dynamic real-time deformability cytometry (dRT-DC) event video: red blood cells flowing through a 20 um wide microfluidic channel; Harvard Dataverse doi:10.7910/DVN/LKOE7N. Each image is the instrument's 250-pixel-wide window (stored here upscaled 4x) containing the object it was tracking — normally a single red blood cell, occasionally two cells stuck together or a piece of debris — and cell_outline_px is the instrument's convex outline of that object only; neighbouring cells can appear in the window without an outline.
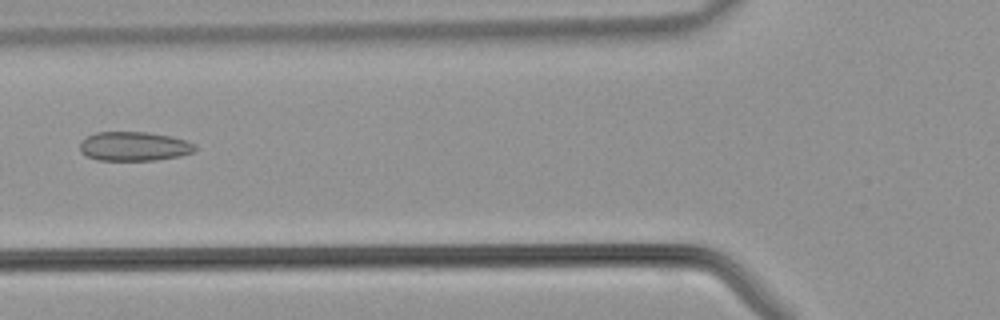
{"species": "common noctule bat (a hibernating species)", "species_latin": "Nyctalus noctula", "temperature_condition": "warm", "stored_images_in_passage": 43, "camera_frame_rate_fps": 3000, "um_per_image_px": 0.085, "animal": {"sex": "male", "body_mass_g": 21.5, "forearm_length_mm": 52.0}, "frame": {"image": 1, "passage_image": 16, "time_ms": 5.0, "image_size_px": [1000, 320], "cell_outline_px": [[196, 148], [192, 152], [180, 156], [156, 160], [96, 160], [80, 152], [80, 140], [96, 132], [148, 132], [172, 136], [188, 140], [196, 144]], "centroid_in_image_um": [11.41, 12.43], "position_along_channel_um": 114.4, "area_um2": 19.77}}
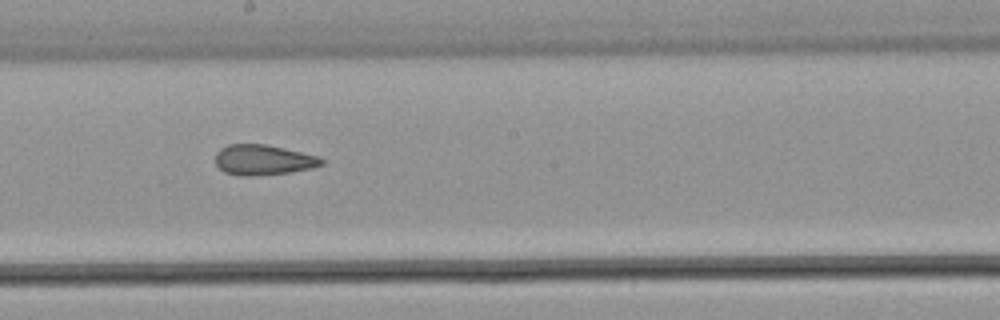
{"frame": {"image": 2, "passage_image": 23, "time_ms": 7.333, "image_size_px": [1000, 320], "cell_outline_px": [[324, 164], [312, 168], [288, 172], [252, 176], [244, 176], [224, 172], [216, 164], [216, 152], [220, 148], [228, 144], [264, 144], [284, 148], [320, 156], [324, 160]], "centroid_in_image_um": [22.39, 13.58], "position_along_channel_um": 225.8, "area_um2": 18.73}}
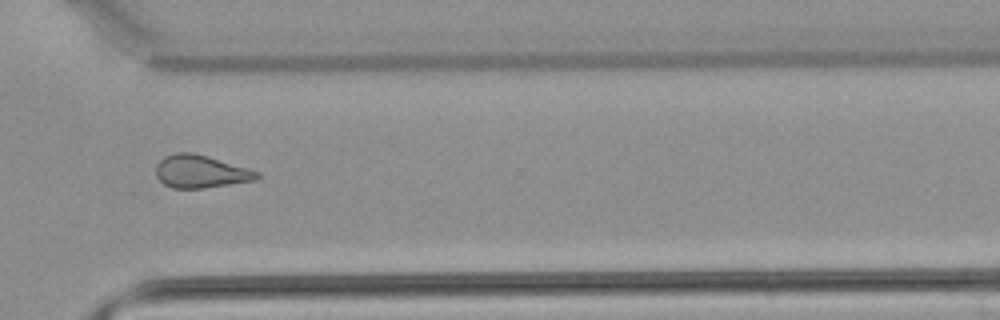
{"frame": {"image": 3, "passage_image": 31, "time_ms": 10.0, "image_size_px": [1000, 320], "cell_outline_px": [[260, 176], [256, 180], [204, 188], [172, 188], [164, 184], [156, 176], [156, 164], [164, 156], [176, 152], [192, 152], [208, 156], [248, 168], [260, 172]], "centroid_in_image_um": [17.05, 14.57], "position_along_channel_um": 353.6, "area_um2": 19.36}}